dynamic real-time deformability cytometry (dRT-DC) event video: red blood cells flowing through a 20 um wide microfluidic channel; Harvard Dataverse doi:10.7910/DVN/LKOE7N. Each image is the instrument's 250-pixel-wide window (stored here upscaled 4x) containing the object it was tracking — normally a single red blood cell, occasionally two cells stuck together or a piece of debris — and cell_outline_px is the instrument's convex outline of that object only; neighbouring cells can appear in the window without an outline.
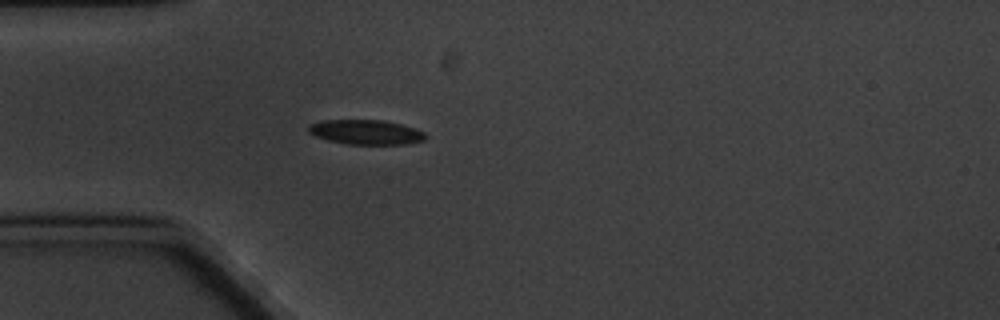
{"species": "common noctule bat (a hibernating species)", "species_latin": "Nyctalus noctula", "temperature_condition": "cold", "stored_images_in_passage": 2, "camera_frame_rate_fps": 3000, "um_per_image_px": 0.085, "animal": {"sex": "male", "body_mass_g": 20.1, "forearm_length_mm": 53.5}, "frame": {"image": 1, "passage_image": 2, "time_ms": 1.0, "image_size_px": [1000, 320], "cell_outline_px": [[428, 136], [424, 140], [408, 144], [348, 144], [328, 140], [316, 136], [308, 132], [308, 124], [320, 120], [384, 120], [400, 124], [424, 132]], "centroid_in_image_um": [31.08, 11.23], "position_along_channel_um": 53.9, "area_um2": 16.82}}